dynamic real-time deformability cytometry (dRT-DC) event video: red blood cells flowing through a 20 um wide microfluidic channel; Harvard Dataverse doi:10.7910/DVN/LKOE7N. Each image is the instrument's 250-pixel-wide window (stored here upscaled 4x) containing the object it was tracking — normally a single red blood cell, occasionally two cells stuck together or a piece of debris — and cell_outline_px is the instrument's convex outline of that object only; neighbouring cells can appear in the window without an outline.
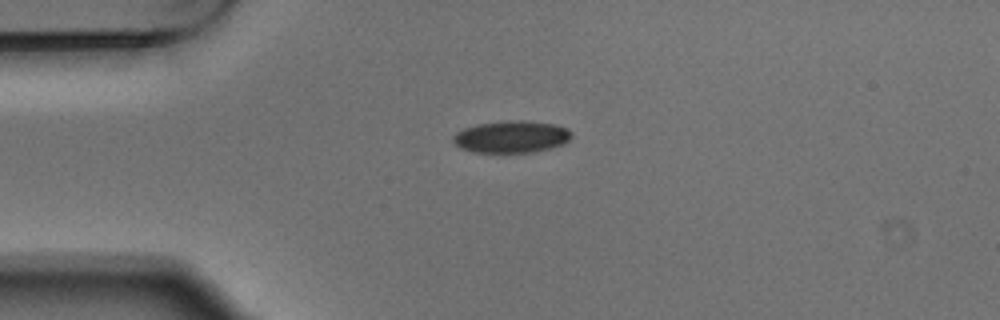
{"species": "Egyptian fruit bat (a non-hibernating species)", "species_latin": "Rousettus aegyptiacus", "temperature_condition": "warm", "stored_images_in_passage": 4, "camera_frame_rate_fps": 3000, "um_per_image_px": 0.085, "animal": {"sex": "male"}, "frame": {"image": 1, "passage_image": 1, "time_ms": 0.0, "image_size_px": [1000, 320], "cell_outline_px": [[572, 136], [564, 144], [552, 148], [532, 152], [472, 152], [460, 148], [452, 140], [452, 136], [456, 132], [464, 128], [480, 124], [508, 120], [520, 120], [552, 124], [568, 128], [572, 132]], "centroid_in_image_um": [43.48, 11.63], "position_along_channel_um": 41.5, "area_um2": 22.08}}
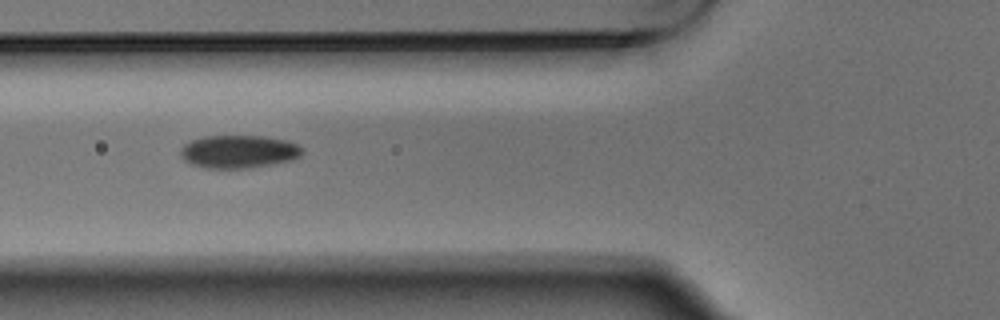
{"frame": {"image": 2, "passage_image": 3, "time_ms": 0.667, "image_size_px": [1000, 320], "cell_outline_px": [[304, 152], [300, 156], [292, 160], [252, 168], [204, 168], [192, 164], [184, 160], [180, 156], [180, 148], [184, 144], [192, 140], [204, 136], [264, 136], [288, 140], [304, 148]], "centroid_in_image_um": [20.3, 12.89], "position_along_channel_um": 105.5, "area_um2": 23.64}}
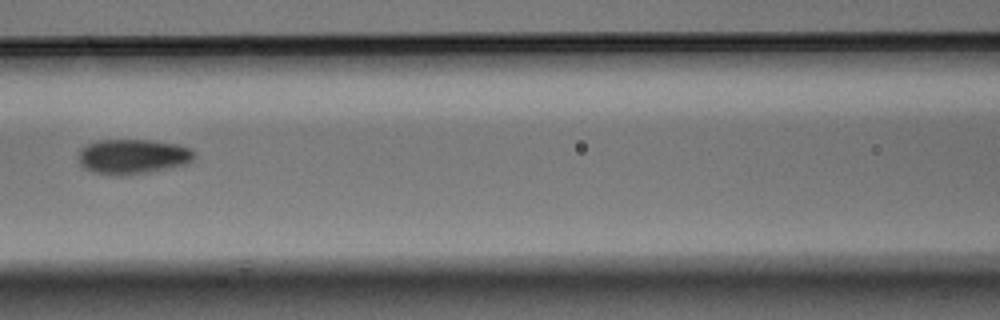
{"frame": {"image": 3, "passage_image": 4, "time_ms": 1.0, "image_size_px": [1000, 320], "cell_outline_px": [[196, 156], [192, 160], [184, 164], [168, 168], [148, 172], [124, 176], [112, 176], [92, 172], [84, 168], [80, 164], [80, 148], [88, 144], [100, 140], [148, 140], [176, 144], [192, 148], [196, 152]], "centroid_in_image_um": [11.29, 13.31], "position_along_channel_um": 155.3, "area_um2": 23.64}}